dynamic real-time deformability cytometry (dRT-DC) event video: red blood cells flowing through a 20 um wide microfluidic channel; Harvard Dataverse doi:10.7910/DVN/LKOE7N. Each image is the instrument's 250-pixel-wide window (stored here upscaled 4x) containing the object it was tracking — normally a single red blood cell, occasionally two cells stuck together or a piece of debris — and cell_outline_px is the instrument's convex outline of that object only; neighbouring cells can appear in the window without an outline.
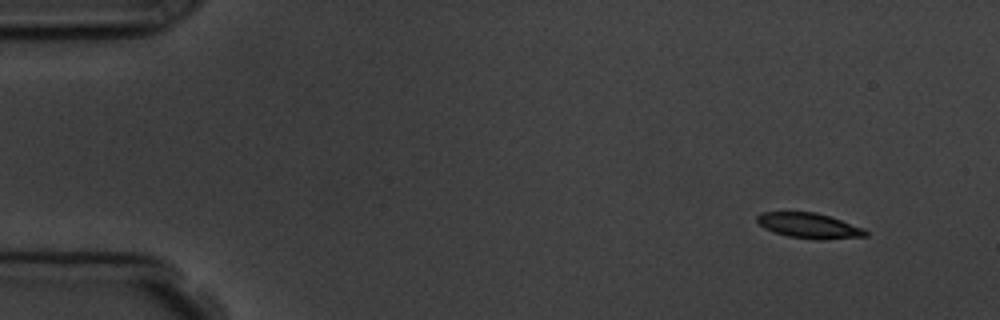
{"species": "common noctule bat (a hibernating species)", "species_latin": "Nyctalus noctula", "temperature_condition": "room temperature", "stored_images_in_passage": 4, "camera_frame_rate_fps": 3000, "um_per_image_px": 0.085, "animal": {"sex": "male", "body_mass_g": 19.5, "forearm_length_mm": 54.6}, "frame": {"image": 1, "passage_image": 1, "time_ms": 0.0, "image_size_px": [1000, 320], "cell_outline_px": [[868, 236], [820, 240], [788, 236], [764, 228], [756, 220], [756, 216], [764, 212], [816, 212], [864, 228], [868, 232]], "centroid_in_image_um": [68.79, 19.18], "position_along_channel_um": 16.2, "area_um2": 15.78}}
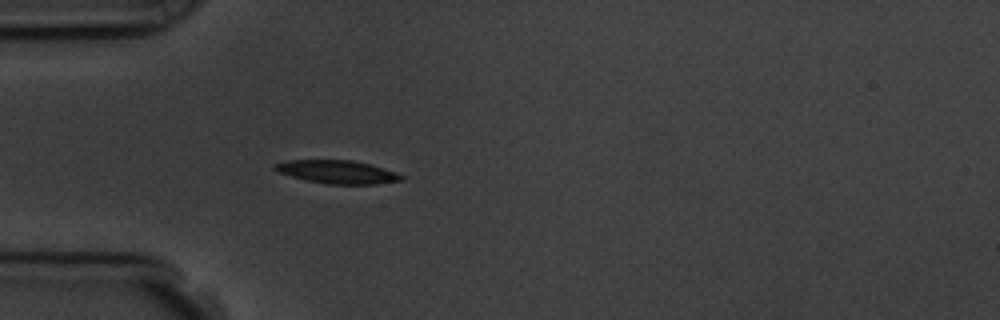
{"frame": {"image": 2, "passage_image": 4, "time_ms": 3.667, "image_size_px": [1000, 320], "cell_outline_px": [[404, 180], [376, 184], [324, 184], [304, 180], [280, 172], [272, 168], [272, 164], [288, 160], [352, 160], [368, 164], [396, 172], [404, 176]], "centroid_in_image_um": [28.65, 14.62], "position_along_channel_um": 56.3, "area_um2": 17.11}}